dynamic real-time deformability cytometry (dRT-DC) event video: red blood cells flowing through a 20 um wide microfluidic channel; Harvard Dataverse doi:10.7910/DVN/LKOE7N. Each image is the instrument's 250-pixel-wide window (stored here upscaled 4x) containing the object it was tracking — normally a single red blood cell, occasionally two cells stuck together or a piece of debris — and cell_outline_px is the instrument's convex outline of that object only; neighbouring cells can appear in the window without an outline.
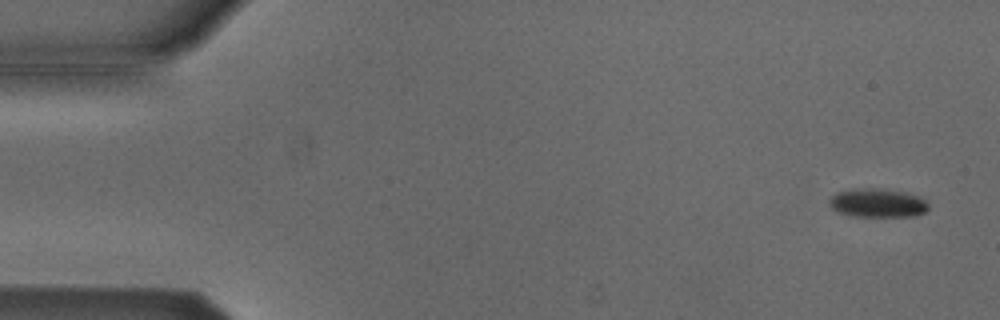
{"species": "Egyptian fruit bat (a non-hibernating species)", "species_latin": "Rousettus aegyptiacus", "temperature_condition": "cold", "stored_images_in_passage": 51, "camera_frame_rate_fps": 3000, "um_per_image_px": 0.085, "animal": {"sex": "male"}, "frame": {"image": 1, "passage_image": 3, "time_ms": 0.667, "image_size_px": [1000, 320], "cell_outline_px": [[928, 208], [924, 212], [916, 216], [856, 216], [840, 212], [832, 208], [828, 204], [828, 200], [836, 192], [848, 188], [876, 188], [904, 192], [916, 196], [924, 200], [928, 204]], "centroid_in_image_um": [74.54, 17.24], "position_along_channel_um": 10.5, "area_um2": 16.53}}
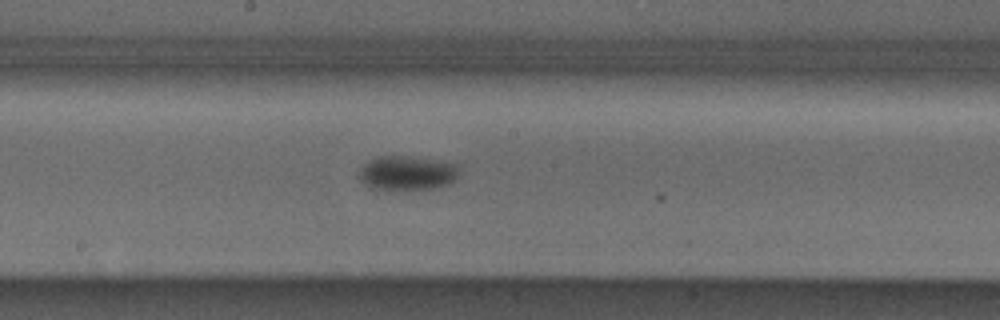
{"frame": {"image": 2, "passage_image": 29, "time_ms": 9.333, "image_size_px": [1000, 320], "cell_outline_px": [[456, 180], [448, 184], [432, 188], [396, 192], [368, 188], [356, 176], [360, 168], [368, 160], [376, 156], [408, 156], [456, 164]], "centroid_in_image_um": [34.47, 14.75], "position_along_channel_um": 213.7, "area_um2": 20.52}}
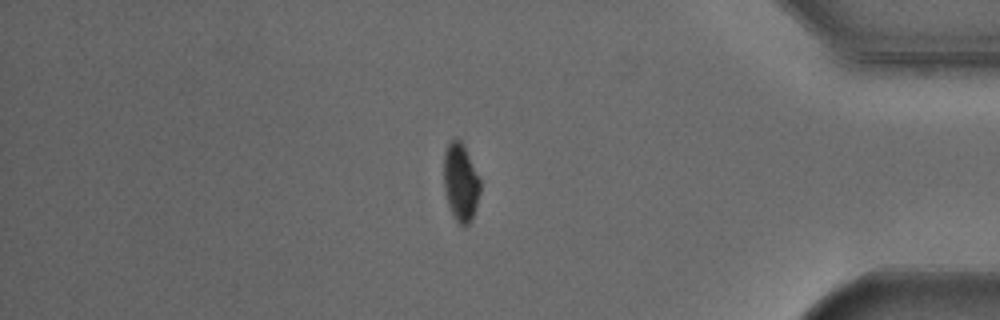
{"frame": {"image": 3, "passage_image": 46, "time_ms": 15.0, "image_size_px": [1000, 320], "cell_outline_px": [[480, 192], [476, 208], [472, 220], [464, 228], [456, 220], [448, 204], [444, 188], [444, 152], [448, 144], [456, 136], [460, 140], [480, 180]], "centroid_in_image_um": [39.15, 15.53], "position_along_channel_um": 396.1, "area_um2": 16.3}}